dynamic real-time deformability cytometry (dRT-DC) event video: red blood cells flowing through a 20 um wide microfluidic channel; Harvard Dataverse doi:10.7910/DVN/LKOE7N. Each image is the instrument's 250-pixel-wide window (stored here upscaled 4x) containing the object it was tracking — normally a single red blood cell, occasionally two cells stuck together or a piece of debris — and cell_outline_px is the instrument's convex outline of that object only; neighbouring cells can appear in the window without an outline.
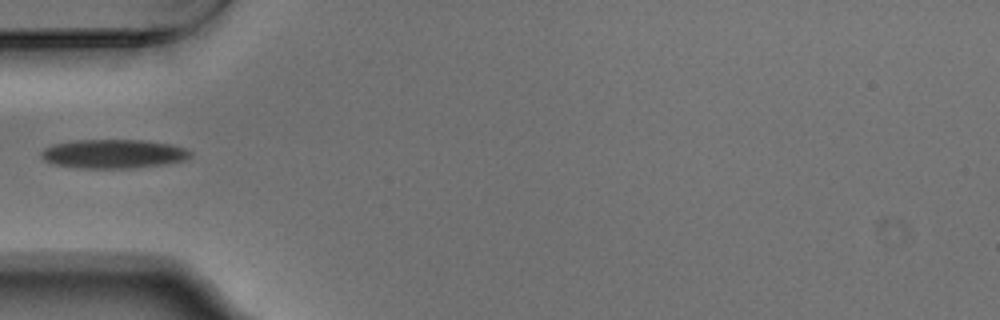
{"species": "Egyptian fruit bat (a non-hibernating species)", "species_latin": "Rousettus aegyptiacus", "temperature_condition": "warm", "stored_images_in_passage": 4, "camera_frame_rate_fps": 3000, "um_per_image_px": 0.085, "animal": {"sex": "male"}, "frame": {"image": 1, "passage_image": 1, "time_ms": 0.0, "image_size_px": [1000, 320], "cell_outline_px": [[192, 156], [184, 160], [164, 164], [136, 168], [76, 168], [56, 164], [44, 160], [40, 156], [40, 152], [44, 148], [52, 144], [76, 140], [144, 140], [168, 144], [184, 148], [192, 152]], "centroid_in_image_um": [9.62, 13.08], "position_along_channel_um": 75.4, "area_um2": 25.2}}